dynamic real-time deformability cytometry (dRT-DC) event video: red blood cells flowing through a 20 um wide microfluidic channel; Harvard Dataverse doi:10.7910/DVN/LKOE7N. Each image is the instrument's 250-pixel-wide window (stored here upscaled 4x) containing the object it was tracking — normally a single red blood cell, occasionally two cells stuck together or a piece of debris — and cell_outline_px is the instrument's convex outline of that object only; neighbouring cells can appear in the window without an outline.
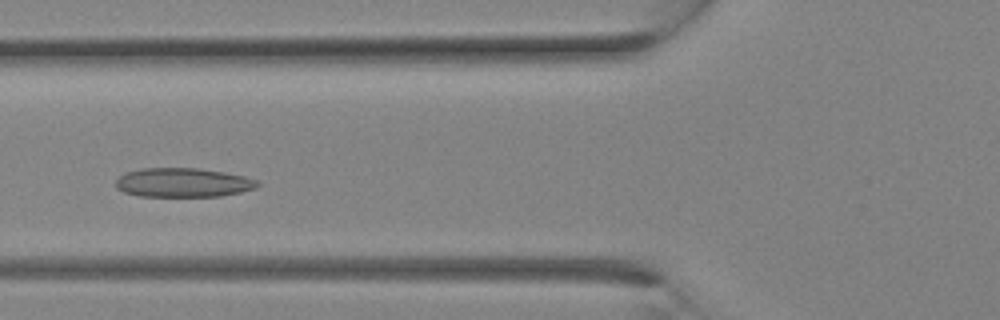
{"species": "Egyptian fruit bat (a non-hibernating species)", "species_latin": "Rousettus aegyptiacus", "temperature_condition": "room temperature", "stored_images_in_passage": 11, "camera_frame_rate_fps": 3000, "um_per_image_px": 0.085, "animal": {"sex": "female"}, "frame": {"image": 1, "passage_image": 8, "time_ms": 2.333, "image_size_px": [1000, 320], "cell_outline_px": [[260, 184], [256, 188], [240, 192], [220, 196], [140, 196], [124, 192], [116, 188], [116, 180], [124, 172], [140, 168], [200, 168], [224, 172], [244, 176], [256, 180]], "centroid_in_image_um": [15.54, 15.51], "position_along_channel_um": 110.3, "area_um2": 24.1}}
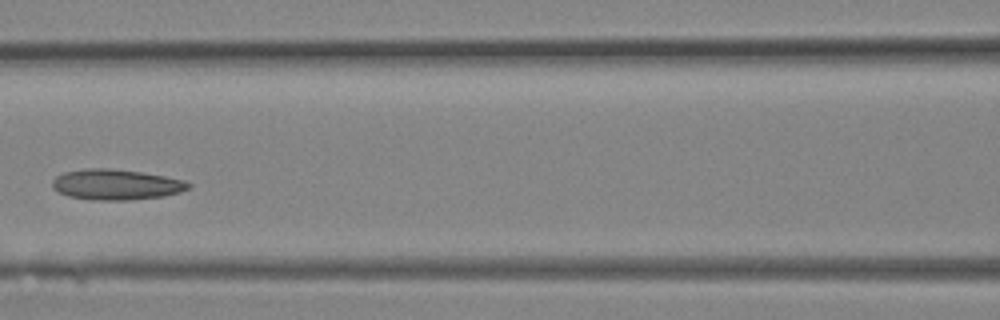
{"frame": {"image": 2, "passage_image": 10, "time_ms": 3.0, "image_size_px": [1000, 320], "cell_outline_px": [[192, 188], [180, 192], [164, 196], [132, 200], [88, 200], [68, 196], [56, 192], [52, 188], [52, 180], [56, 176], [64, 172], [84, 168], [108, 168], [140, 172], [164, 176], [184, 180], [192, 184]], "centroid_in_image_um": [9.85, 15.69], "position_along_channel_um": 156.7, "area_um2": 24.57}}